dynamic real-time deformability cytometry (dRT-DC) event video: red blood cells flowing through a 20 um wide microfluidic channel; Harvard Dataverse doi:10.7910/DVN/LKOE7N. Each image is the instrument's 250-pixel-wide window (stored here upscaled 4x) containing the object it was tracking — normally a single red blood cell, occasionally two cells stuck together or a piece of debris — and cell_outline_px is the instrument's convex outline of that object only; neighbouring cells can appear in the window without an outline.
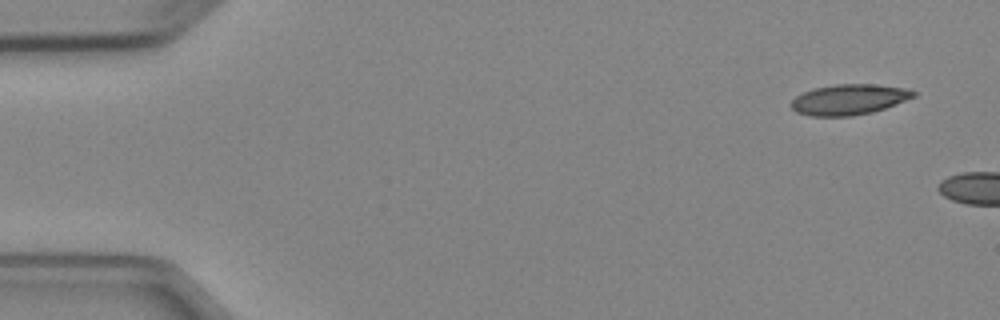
{"species": "Egyptian fruit bat (a non-hibernating species)", "species_latin": "Rousettus aegyptiacus", "temperature_condition": "cold", "stored_images_in_passage": 4, "camera_frame_rate_fps": 3000, "um_per_image_px": 0.085, "animal": {"sex": "female"}, "frame": {"image": 1, "passage_image": 1, "time_ms": 0.0, "image_size_px": [1000, 320], "cell_outline_px": [[916, 96], [884, 108], [872, 112], [852, 116], [812, 116], [796, 112], [792, 108], [792, 100], [796, 96], [812, 88], [836, 84], [876, 84], [908, 88], [916, 92]], "centroid_in_image_um": [72.17, 8.45], "position_along_channel_um": 12.8, "area_um2": 21.73}}